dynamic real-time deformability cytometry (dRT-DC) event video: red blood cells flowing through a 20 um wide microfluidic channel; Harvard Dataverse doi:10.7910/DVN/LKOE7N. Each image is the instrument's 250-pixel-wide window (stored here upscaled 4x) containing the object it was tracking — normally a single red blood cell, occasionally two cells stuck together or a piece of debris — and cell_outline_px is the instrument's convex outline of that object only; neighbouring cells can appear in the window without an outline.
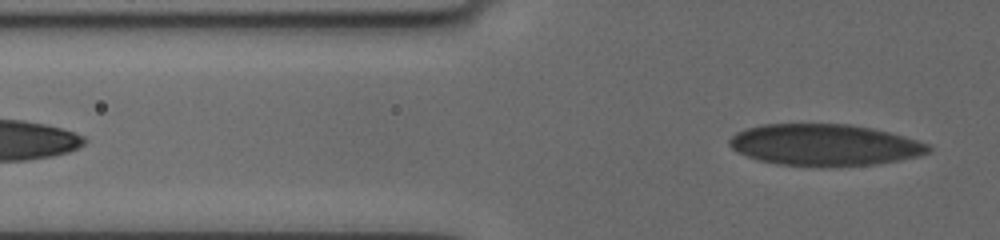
{"species": "human", "species_latin": "Homo sapiens", "temperature_condition": "cold", "stored_images_in_passage": 7, "segment_of_instrument_passage": [2, 2], "camera_frame_rate_fps": 3000, "um_per_image_px": 0.085, "donor": {"sex": "female"}, "frame": {"image": 1, "passage_image": 7, "time_ms": 5.333, "image_size_px": [1000, 240], "cell_outline_px": [[932, 148], [928, 152], [920, 156], [876, 164], [820, 168], [780, 164], [760, 160], [748, 156], [732, 148], [728, 144], [728, 140], [736, 132], [748, 128], [764, 124], [848, 124], [872, 128], [904, 136], [928, 144]], "centroid_in_image_um": [70.1, 12.33], "position_along_channel_um": 55.7, "area_um2": 48.32}}